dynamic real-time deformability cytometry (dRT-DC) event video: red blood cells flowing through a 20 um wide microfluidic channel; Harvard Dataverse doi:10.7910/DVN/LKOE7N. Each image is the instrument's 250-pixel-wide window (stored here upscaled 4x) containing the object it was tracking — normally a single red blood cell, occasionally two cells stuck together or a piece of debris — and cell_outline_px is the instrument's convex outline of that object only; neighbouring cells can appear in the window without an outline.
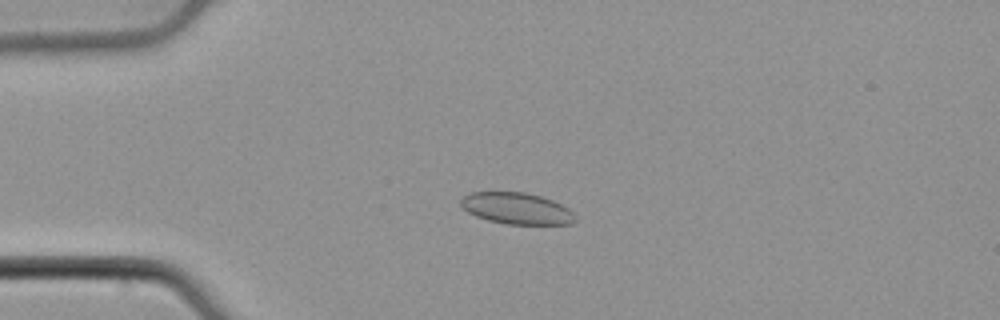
{"species": "common noctule bat (a hibernating species)", "species_latin": "Nyctalus noctula", "temperature_condition": "cold", "stored_images_in_passage": 51, "camera_frame_rate_fps": 3000, "um_per_image_px": 0.085, "animal": {"sex": "male", "body_mass_g": 21.5, "forearm_length_mm": 52.0}, "frame": {"image": 1, "passage_image": 10, "time_ms": 3.0, "image_size_px": [1000, 320], "cell_outline_px": [[576, 220], [572, 224], [508, 224], [488, 220], [476, 216], [468, 212], [460, 204], [460, 200], [464, 196], [472, 192], [524, 192], [540, 196], [552, 200], [568, 208], [576, 216]], "centroid_in_image_um": [43.92, 17.72], "position_along_channel_um": 41.1, "area_um2": 20.87}}
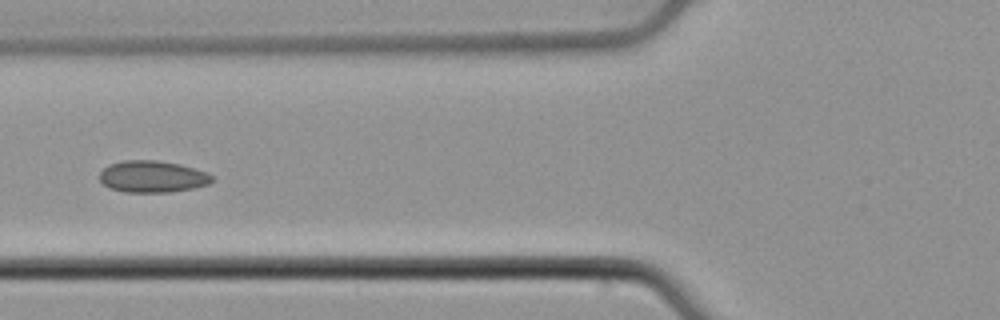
{"frame": {"image": 2, "passage_image": 18, "time_ms": 5.667, "image_size_px": [1000, 320], "cell_outline_px": [[216, 180], [208, 184], [192, 188], [168, 192], [124, 192], [108, 188], [100, 180], [100, 172], [108, 164], [124, 160], [156, 160], [180, 164], [208, 172]], "centroid_in_image_um": [12.96, 15.0], "position_along_channel_um": 112.8, "area_um2": 20.92}}
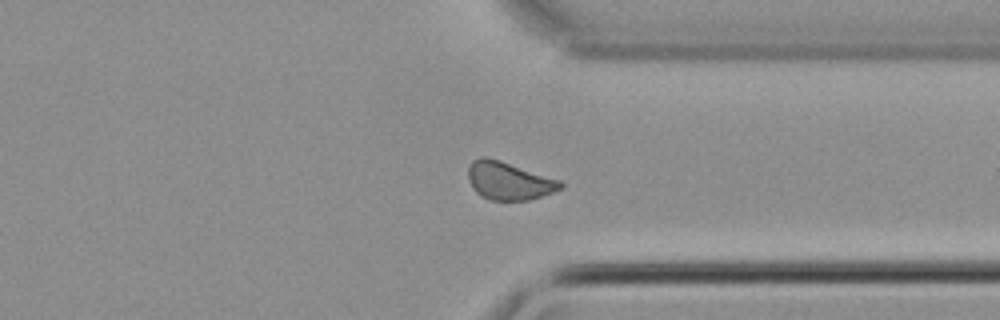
{"frame": {"image": 3, "passage_image": 38, "time_ms": 12.333, "image_size_px": [1000, 320], "cell_outline_px": [[564, 188], [528, 200], [488, 200], [480, 196], [472, 188], [468, 180], [468, 164], [472, 160], [480, 156], [484, 156], [500, 160], [560, 180], [564, 184]], "centroid_in_image_um": [43.21, 15.36], "position_along_channel_um": 368.2, "area_um2": 20.58}, "authors_computed_cell_mechanics": {"area_um2": 20.519, "velocity_mm_per_s": 3.8293, "shape_relaxation_time_tau1_ms": null, "shape_relaxation_time_tau2_ms": 3.4312, "deformation_change_tau1": null, "deformation_change_tau2": 0.0723}}